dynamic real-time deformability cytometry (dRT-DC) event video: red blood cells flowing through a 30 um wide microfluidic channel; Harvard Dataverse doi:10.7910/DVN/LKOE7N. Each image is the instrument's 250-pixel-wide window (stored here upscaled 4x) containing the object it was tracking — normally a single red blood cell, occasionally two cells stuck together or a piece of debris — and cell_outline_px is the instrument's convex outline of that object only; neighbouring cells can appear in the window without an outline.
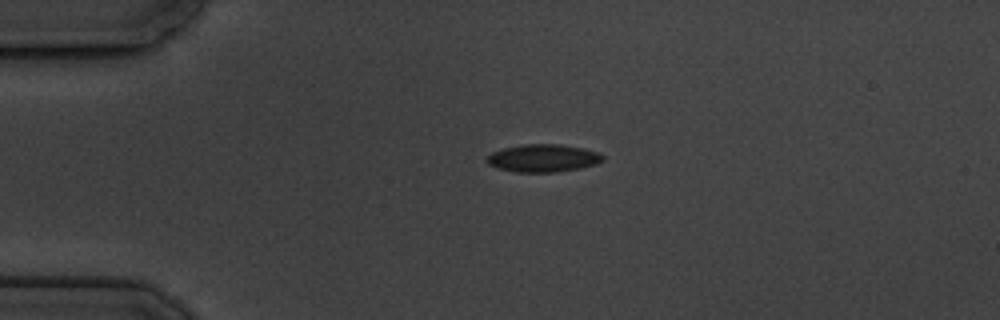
{"species": "common noctule bat (a hibernating species)", "species_latin": "Nyctalus noctula", "temperature_condition": "cold", "stored_images_in_passage": 2, "camera_frame_rate_fps": 3000, "um_per_image_px": 0.085, "animal": {"sex": "male", "body_mass_g": 19.5, "forearm_length_mm": 54.6}, "frame": {"image": 1, "passage_image": 1, "time_ms": 0.0, "image_size_px": [1000, 320], "cell_outline_px": [[604, 160], [596, 164], [580, 168], [556, 172], [516, 172], [500, 168], [488, 164], [488, 156], [492, 152], [504, 148], [524, 144], [560, 144], [580, 148], [596, 152], [604, 156]], "centroid_in_image_um": [46.18, 13.44], "position_along_channel_um": 38.8, "area_um2": 18.44}}